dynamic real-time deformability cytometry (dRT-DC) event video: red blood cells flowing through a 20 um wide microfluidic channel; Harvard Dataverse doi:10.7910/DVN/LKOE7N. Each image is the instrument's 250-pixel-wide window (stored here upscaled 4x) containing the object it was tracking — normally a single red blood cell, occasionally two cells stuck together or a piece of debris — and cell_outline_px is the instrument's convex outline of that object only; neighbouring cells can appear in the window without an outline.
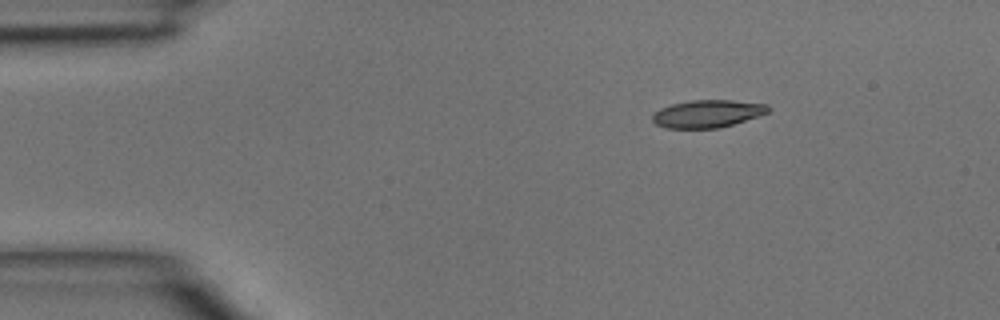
{"species": "common noctule bat (a hibernating species)", "species_latin": "Nyctalus noctula", "temperature_condition": "room temperature", "stored_images_in_passage": 3, "camera_frame_rate_fps": 3000, "um_per_image_px": 0.085, "animal": {"sex": "male", "body_mass_g": 15.6}, "frame": {"image": 1, "passage_image": 1, "time_ms": 0.0, "image_size_px": [1000, 320], "cell_outline_px": [[772, 108], [768, 112], [720, 128], [668, 128], [656, 124], [652, 120], [652, 116], [660, 108], [672, 104], [692, 100], [732, 100], [768, 104]], "centroid_in_image_um": [60.14, 9.66], "position_along_channel_um": 24.9, "area_um2": 18.44}}
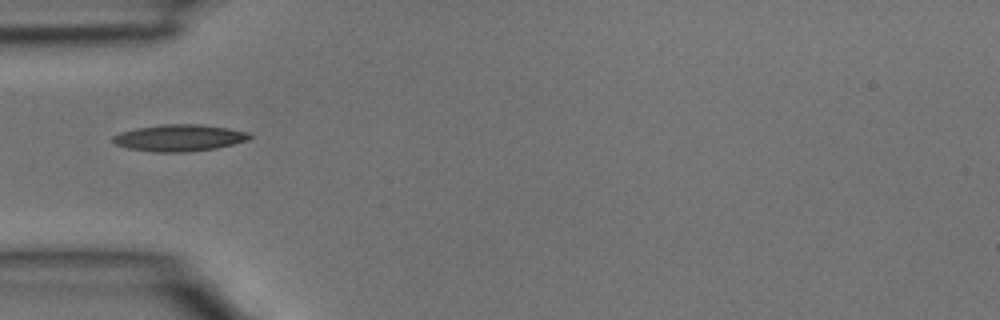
{"frame": {"image": 2, "passage_image": 3, "time_ms": 0.667, "image_size_px": [1000, 320], "cell_outline_px": [[252, 136], [248, 140], [216, 148], [184, 152], [152, 152], [128, 148], [116, 144], [112, 140], [112, 136], [120, 132], [136, 128], [164, 124], [200, 124], [228, 128], [248, 132]], "centroid_in_image_um": [15.22, 11.71], "position_along_channel_um": 69.8, "area_um2": 21.21}}